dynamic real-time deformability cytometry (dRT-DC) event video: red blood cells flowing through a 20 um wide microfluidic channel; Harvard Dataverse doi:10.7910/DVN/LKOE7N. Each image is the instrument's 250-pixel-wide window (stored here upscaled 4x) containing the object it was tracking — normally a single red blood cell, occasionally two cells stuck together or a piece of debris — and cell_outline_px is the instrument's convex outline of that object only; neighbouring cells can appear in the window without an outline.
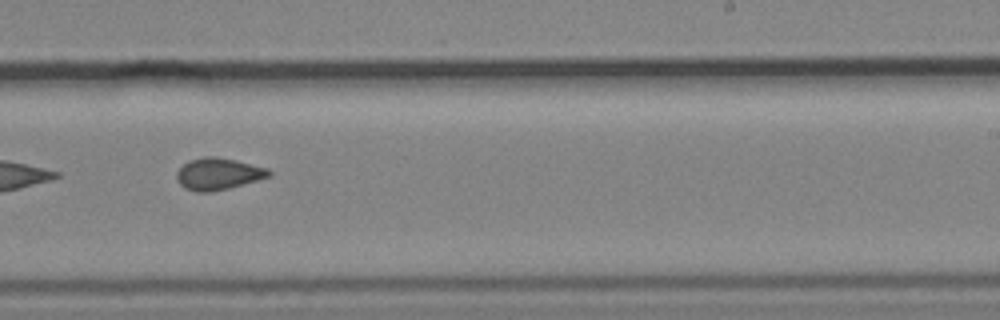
{"species": "common noctule bat (a hibernating species)", "species_latin": "Nyctalus noctula", "temperature_condition": "cold", "stored_images_in_passage": 8, "camera_frame_rate_fps": 3000, "um_per_image_px": 0.085, "animal": {"sex": "male", "body_mass_g": 19.2, "forearm_length_mm": 51.8}, "frame": {"image": 1, "passage_image": 8, "time_ms": 8.333, "image_size_px": [1000, 320], "cell_outline_px": [[272, 176], [228, 188], [212, 192], [196, 192], [184, 188], [176, 180], [176, 172], [188, 160], [204, 156], [212, 156], [236, 160], [268, 168], [272, 172]], "centroid_in_image_um": [18.54, 14.78], "position_along_channel_um": 270.5, "area_um2": 17.22}}